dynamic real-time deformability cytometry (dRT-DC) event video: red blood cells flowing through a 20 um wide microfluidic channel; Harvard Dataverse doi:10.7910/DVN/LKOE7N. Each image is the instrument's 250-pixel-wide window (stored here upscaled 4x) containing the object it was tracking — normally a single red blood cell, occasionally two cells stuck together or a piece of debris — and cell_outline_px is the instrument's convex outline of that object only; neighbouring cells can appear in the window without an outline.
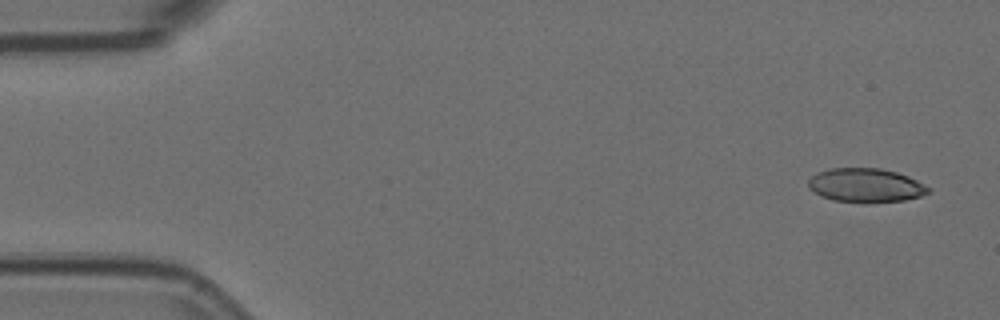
{"species": "Egyptian fruit bat (a non-hibernating species)", "species_latin": "Rousettus aegyptiacus", "temperature_condition": "room temperature", "stored_images_in_passage": 6, "camera_frame_rate_fps": 3000, "um_per_image_px": 0.085, "animal": {"sex": "female"}, "frame": {"image": 1, "passage_image": 1, "time_ms": 0.0, "image_size_px": [1000, 320], "cell_outline_px": [[932, 192], [920, 196], [904, 200], [864, 204], [832, 200], [820, 196], [808, 188], [808, 180], [816, 172], [828, 168], [880, 168], [896, 172], [908, 176], [932, 188]], "centroid_in_image_um": [73.57, 15.77], "position_along_channel_um": 11.4, "area_um2": 24.28}}
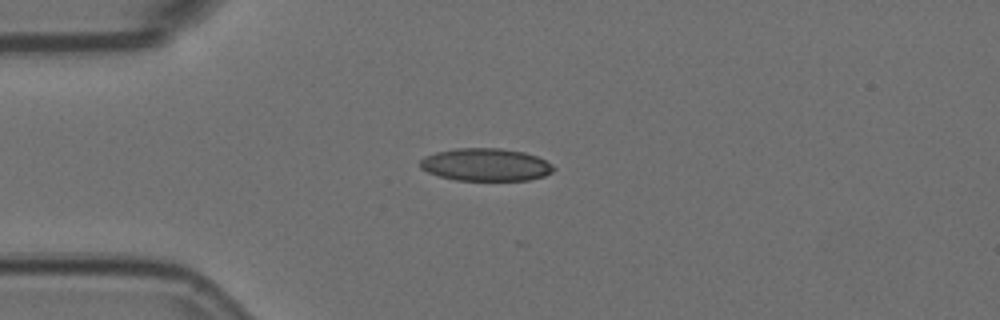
{"frame": {"image": 2, "passage_image": 4, "time_ms": 1.0, "image_size_px": [1000, 320], "cell_outline_px": [[556, 168], [552, 172], [544, 176], [528, 180], [456, 180], [440, 176], [428, 172], [420, 168], [420, 160], [424, 156], [436, 152], [456, 148], [500, 148], [524, 152], [536, 156], [552, 164]], "centroid_in_image_um": [41.28, 13.99], "position_along_channel_um": 43.7, "area_um2": 25.37}}
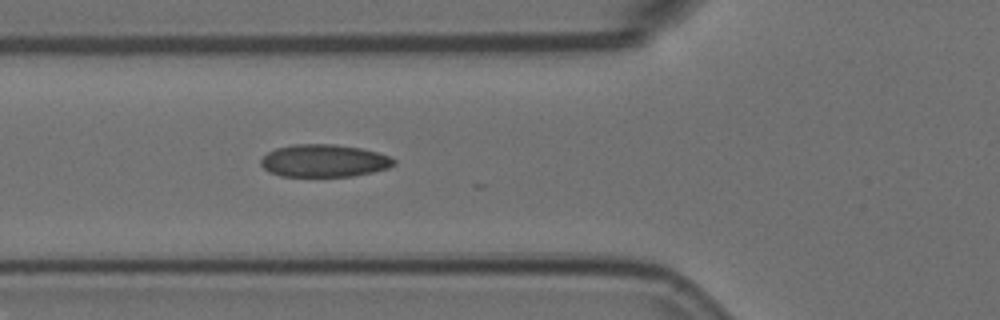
{"frame": {"image": 3, "passage_image": 6, "time_ms": 1.667, "image_size_px": [1000, 320], "cell_outline_px": [[396, 164], [388, 168], [372, 172], [352, 176], [280, 176], [268, 172], [260, 164], [260, 160], [268, 152], [276, 148], [296, 144], [336, 144], [360, 148], [376, 152], [388, 156], [396, 160]], "centroid_in_image_um": [27.53, 13.66], "position_along_channel_um": 98.3, "area_um2": 25.2}}